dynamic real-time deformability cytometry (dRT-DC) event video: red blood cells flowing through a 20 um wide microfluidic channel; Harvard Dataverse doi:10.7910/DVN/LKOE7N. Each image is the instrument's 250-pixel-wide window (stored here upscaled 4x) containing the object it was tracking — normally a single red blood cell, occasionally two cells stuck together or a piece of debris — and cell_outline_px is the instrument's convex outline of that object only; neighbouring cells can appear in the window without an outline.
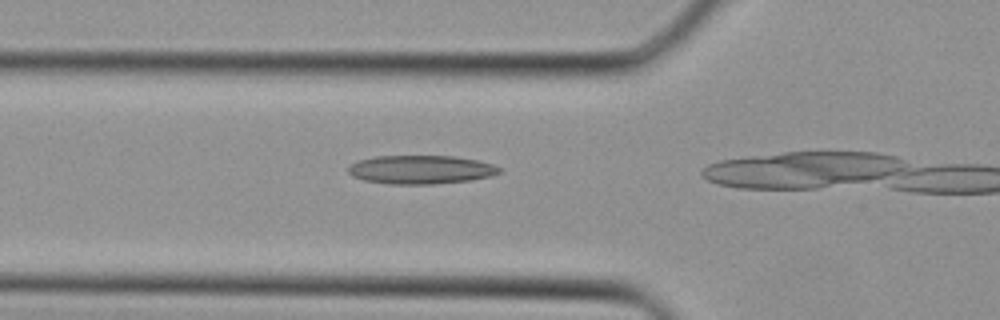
{"species": "Egyptian fruit bat (a non-hibernating species)", "species_latin": "Rousettus aegyptiacus", "temperature_condition": "cold", "stored_images_in_passage": 3, "camera_frame_rate_fps": 3000, "um_per_image_px": 0.085, "animal": {"sex": "female"}, "frame": {"image": 1, "passage_image": 2, "time_ms": 0.333, "image_size_px": [1000, 320], "cell_outline_px": [[500, 172], [488, 176], [472, 180], [432, 184], [388, 184], [364, 180], [352, 176], [348, 172], [348, 164], [356, 160], [376, 156], [452, 156], [476, 160], [492, 164], [500, 168]], "centroid_in_image_um": [35.69, 14.41], "position_along_channel_um": 90.1, "area_um2": 25.2}}